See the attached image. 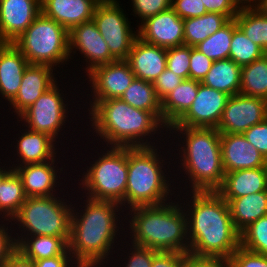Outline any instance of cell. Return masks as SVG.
<instances>
[{
  "instance_id": "cell-1",
  "label": "cell",
  "mask_w": 267,
  "mask_h": 267,
  "mask_svg": "<svg viewBox=\"0 0 267 267\" xmlns=\"http://www.w3.org/2000/svg\"><path fill=\"white\" fill-rule=\"evenodd\" d=\"M78 198L83 205L80 202L77 208L76 203L73 204L68 250L80 267H107L113 261L121 239L126 240V228L123 227L125 210L115 201L95 200L86 196Z\"/></svg>"
},
{
  "instance_id": "cell-2",
  "label": "cell",
  "mask_w": 267,
  "mask_h": 267,
  "mask_svg": "<svg viewBox=\"0 0 267 267\" xmlns=\"http://www.w3.org/2000/svg\"><path fill=\"white\" fill-rule=\"evenodd\" d=\"M183 193H177V198L186 214L189 254L230 258L240 247V233L228 203L216 191Z\"/></svg>"
},
{
  "instance_id": "cell-3",
  "label": "cell",
  "mask_w": 267,
  "mask_h": 267,
  "mask_svg": "<svg viewBox=\"0 0 267 267\" xmlns=\"http://www.w3.org/2000/svg\"><path fill=\"white\" fill-rule=\"evenodd\" d=\"M168 131L169 135L165 140L166 142L164 141V145L168 146L167 142H169L170 145L168 147L171 146L169 149L175 155H173V158H179L178 160L175 159V166L172 165L173 169L176 167L175 170L172 169L174 171L173 176H176V181L179 180V185L176 187L178 189L177 192L181 195L183 194V189L184 191L185 189L186 191H217L223 184L225 175L218 130L216 128L200 127H169ZM173 140L177 141L174 142ZM175 150H179L178 153ZM175 171H178L177 174ZM180 174L183 176L181 178L182 181L177 177ZM183 183H185L184 188L181 185Z\"/></svg>"
},
{
  "instance_id": "cell-4",
  "label": "cell",
  "mask_w": 267,
  "mask_h": 267,
  "mask_svg": "<svg viewBox=\"0 0 267 267\" xmlns=\"http://www.w3.org/2000/svg\"><path fill=\"white\" fill-rule=\"evenodd\" d=\"M87 114L89 122L85 123L91 126L88 131L93 129L91 135L98 137V147L100 142L108 147L157 146L167 138L168 128L152 112L134 108L120 98L98 101Z\"/></svg>"
},
{
  "instance_id": "cell-5",
  "label": "cell",
  "mask_w": 267,
  "mask_h": 267,
  "mask_svg": "<svg viewBox=\"0 0 267 267\" xmlns=\"http://www.w3.org/2000/svg\"><path fill=\"white\" fill-rule=\"evenodd\" d=\"M128 210L125 224H129L125 228L129 233H125V238H129L130 244L156 251L189 253L186 214L177 196L164 204Z\"/></svg>"
},
{
  "instance_id": "cell-6",
  "label": "cell",
  "mask_w": 267,
  "mask_h": 267,
  "mask_svg": "<svg viewBox=\"0 0 267 267\" xmlns=\"http://www.w3.org/2000/svg\"><path fill=\"white\" fill-rule=\"evenodd\" d=\"M163 146L160 144L149 147H128L127 187L125 199L121 203L125 212L133 207L164 204L171 201L172 196L173 199L176 198L177 194L174 193H178L176 192L178 182H175L170 170L171 165H174L173 162L170 163L174 161L173 154ZM161 149L168 150L166 153L162 151L164 156L161 154ZM165 154L169 155V158H166ZM169 159L171 161H167Z\"/></svg>"
},
{
  "instance_id": "cell-7",
  "label": "cell",
  "mask_w": 267,
  "mask_h": 267,
  "mask_svg": "<svg viewBox=\"0 0 267 267\" xmlns=\"http://www.w3.org/2000/svg\"><path fill=\"white\" fill-rule=\"evenodd\" d=\"M102 147L97 157L91 156L92 159L95 157V160L90 161L89 166L86 164V169L82 168V177L76 178L79 183H75L79 185L77 187L82 191L81 195L85 193L84 196L91 199L121 204L125 199L127 187L128 147Z\"/></svg>"
},
{
  "instance_id": "cell-8",
  "label": "cell",
  "mask_w": 267,
  "mask_h": 267,
  "mask_svg": "<svg viewBox=\"0 0 267 267\" xmlns=\"http://www.w3.org/2000/svg\"><path fill=\"white\" fill-rule=\"evenodd\" d=\"M65 196L61 193L48 197H27L11 220L14 227L17 225L13 230L16 245L25 236L31 235L70 238L73 202Z\"/></svg>"
},
{
  "instance_id": "cell-9",
  "label": "cell",
  "mask_w": 267,
  "mask_h": 267,
  "mask_svg": "<svg viewBox=\"0 0 267 267\" xmlns=\"http://www.w3.org/2000/svg\"><path fill=\"white\" fill-rule=\"evenodd\" d=\"M68 35L62 25L41 12L13 44L30 64L57 69L70 61Z\"/></svg>"
},
{
  "instance_id": "cell-10",
  "label": "cell",
  "mask_w": 267,
  "mask_h": 267,
  "mask_svg": "<svg viewBox=\"0 0 267 267\" xmlns=\"http://www.w3.org/2000/svg\"><path fill=\"white\" fill-rule=\"evenodd\" d=\"M58 84L59 81L45 91L35 103L30 105L17 117V126L18 123H24L22 124V128L26 127L32 131L45 133L51 136L57 143L59 142L62 147L65 144L59 141L60 139L62 141V137L64 136L61 131L66 127L65 124L68 122L71 123L74 120L69 121L68 118V114H71V109L69 110L71 102L65 99L68 97L66 96L68 93L63 94L64 91L59 87L61 85Z\"/></svg>"
},
{
  "instance_id": "cell-11",
  "label": "cell",
  "mask_w": 267,
  "mask_h": 267,
  "mask_svg": "<svg viewBox=\"0 0 267 267\" xmlns=\"http://www.w3.org/2000/svg\"><path fill=\"white\" fill-rule=\"evenodd\" d=\"M122 5L120 1L99 2L92 19L116 60H126L138 38V30L131 26Z\"/></svg>"
},
{
  "instance_id": "cell-12",
  "label": "cell",
  "mask_w": 267,
  "mask_h": 267,
  "mask_svg": "<svg viewBox=\"0 0 267 267\" xmlns=\"http://www.w3.org/2000/svg\"><path fill=\"white\" fill-rule=\"evenodd\" d=\"M86 77V85L90 84V87L87 86L85 91L89 88L92 93L86 95L89 103L87 100L84 103L89 105L85 107L89 110L98 101L120 98L135 79V74L126 60H116L94 68Z\"/></svg>"
},
{
  "instance_id": "cell-13",
  "label": "cell",
  "mask_w": 267,
  "mask_h": 267,
  "mask_svg": "<svg viewBox=\"0 0 267 267\" xmlns=\"http://www.w3.org/2000/svg\"><path fill=\"white\" fill-rule=\"evenodd\" d=\"M265 119H267L266 99L238 93L228 98L216 129L219 133L243 134Z\"/></svg>"
},
{
  "instance_id": "cell-14",
  "label": "cell",
  "mask_w": 267,
  "mask_h": 267,
  "mask_svg": "<svg viewBox=\"0 0 267 267\" xmlns=\"http://www.w3.org/2000/svg\"><path fill=\"white\" fill-rule=\"evenodd\" d=\"M69 55L70 61L72 57L77 54H81L84 57L82 63L86 65L81 67L86 73V76L94 68L105 65L107 63L116 61V59L110 54L108 44L103 39L102 35L98 31V28L93 20L82 23L73 27L69 31ZM86 62V63H85Z\"/></svg>"
},
{
  "instance_id": "cell-15",
  "label": "cell",
  "mask_w": 267,
  "mask_h": 267,
  "mask_svg": "<svg viewBox=\"0 0 267 267\" xmlns=\"http://www.w3.org/2000/svg\"><path fill=\"white\" fill-rule=\"evenodd\" d=\"M229 97L200 82L189 110L170 127L217 128Z\"/></svg>"
},
{
  "instance_id": "cell-16",
  "label": "cell",
  "mask_w": 267,
  "mask_h": 267,
  "mask_svg": "<svg viewBox=\"0 0 267 267\" xmlns=\"http://www.w3.org/2000/svg\"><path fill=\"white\" fill-rule=\"evenodd\" d=\"M60 157L58 154L51 161L26 164L14 169L22 180L23 189L27 197H48L61 194L63 190L66 191L63 187L59 190V187L66 182L65 178L63 176L60 177V175L67 167L65 163H63L62 167L57 165L60 162L57 161L58 159L60 160ZM61 179H64L65 182H61ZM58 190L59 192H57Z\"/></svg>"
},
{
  "instance_id": "cell-17",
  "label": "cell",
  "mask_w": 267,
  "mask_h": 267,
  "mask_svg": "<svg viewBox=\"0 0 267 267\" xmlns=\"http://www.w3.org/2000/svg\"><path fill=\"white\" fill-rule=\"evenodd\" d=\"M138 38L159 47L184 45V22L172 8L138 23Z\"/></svg>"
},
{
  "instance_id": "cell-18",
  "label": "cell",
  "mask_w": 267,
  "mask_h": 267,
  "mask_svg": "<svg viewBox=\"0 0 267 267\" xmlns=\"http://www.w3.org/2000/svg\"><path fill=\"white\" fill-rule=\"evenodd\" d=\"M55 71L59 73L58 70L49 65L29 63L24 71L16 97L8 103V112L12 109V114L15 113L14 115H16L15 118L17 119L45 91L58 82V78L55 77L57 75Z\"/></svg>"
},
{
  "instance_id": "cell-19",
  "label": "cell",
  "mask_w": 267,
  "mask_h": 267,
  "mask_svg": "<svg viewBox=\"0 0 267 267\" xmlns=\"http://www.w3.org/2000/svg\"><path fill=\"white\" fill-rule=\"evenodd\" d=\"M21 131L19 130V133L21 134H16V137L17 135L19 136L16 138L17 143H14L16 145L13 144L16 153H13L14 156L12 159L15 160L14 157H16V160L11 161V157L8 158L11 164L13 162L12 166L9 164L13 170L16 167L26 164L51 161L60 152L58 149L61 150V147L57 148L59 143H57L51 136L27 128L24 130L22 129Z\"/></svg>"
},
{
  "instance_id": "cell-20",
  "label": "cell",
  "mask_w": 267,
  "mask_h": 267,
  "mask_svg": "<svg viewBox=\"0 0 267 267\" xmlns=\"http://www.w3.org/2000/svg\"><path fill=\"white\" fill-rule=\"evenodd\" d=\"M41 13V0H0V38L13 43Z\"/></svg>"
},
{
  "instance_id": "cell-21",
  "label": "cell",
  "mask_w": 267,
  "mask_h": 267,
  "mask_svg": "<svg viewBox=\"0 0 267 267\" xmlns=\"http://www.w3.org/2000/svg\"><path fill=\"white\" fill-rule=\"evenodd\" d=\"M224 172L265 167L267 159L249 143L243 134L220 133Z\"/></svg>"
},
{
  "instance_id": "cell-22",
  "label": "cell",
  "mask_w": 267,
  "mask_h": 267,
  "mask_svg": "<svg viewBox=\"0 0 267 267\" xmlns=\"http://www.w3.org/2000/svg\"><path fill=\"white\" fill-rule=\"evenodd\" d=\"M167 48L151 45L137 38L126 61L136 78L154 82L167 68Z\"/></svg>"
},
{
  "instance_id": "cell-23",
  "label": "cell",
  "mask_w": 267,
  "mask_h": 267,
  "mask_svg": "<svg viewBox=\"0 0 267 267\" xmlns=\"http://www.w3.org/2000/svg\"><path fill=\"white\" fill-rule=\"evenodd\" d=\"M97 0H41V12L68 32L93 19Z\"/></svg>"
},
{
  "instance_id": "cell-24",
  "label": "cell",
  "mask_w": 267,
  "mask_h": 267,
  "mask_svg": "<svg viewBox=\"0 0 267 267\" xmlns=\"http://www.w3.org/2000/svg\"><path fill=\"white\" fill-rule=\"evenodd\" d=\"M28 64L25 56L13 43H7L0 51V97L7 104L16 97Z\"/></svg>"
},
{
  "instance_id": "cell-25",
  "label": "cell",
  "mask_w": 267,
  "mask_h": 267,
  "mask_svg": "<svg viewBox=\"0 0 267 267\" xmlns=\"http://www.w3.org/2000/svg\"><path fill=\"white\" fill-rule=\"evenodd\" d=\"M267 190L265 167L227 172L221 187L216 191L223 199H234Z\"/></svg>"
},
{
  "instance_id": "cell-26",
  "label": "cell",
  "mask_w": 267,
  "mask_h": 267,
  "mask_svg": "<svg viewBox=\"0 0 267 267\" xmlns=\"http://www.w3.org/2000/svg\"><path fill=\"white\" fill-rule=\"evenodd\" d=\"M200 81L184 79L173 91L161 100L162 123L169 128L191 107L196 99Z\"/></svg>"
},
{
  "instance_id": "cell-27",
  "label": "cell",
  "mask_w": 267,
  "mask_h": 267,
  "mask_svg": "<svg viewBox=\"0 0 267 267\" xmlns=\"http://www.w3.org/2000/svg\"><path fill=\"white\" fill-rule=\"evenodd\" d=\"M224 200L229 205L233 225L239 233L251 223L267 215V190Z\"/></svg>"
},
{
  "instance_id": "cell-28",
  "label": "cell",
  "mask_w": 267,
  "mask_h": 267,
  "mask_svg": "<svg viewBox=\"0 0 267 267\" xmlns=\"http://www.w3.org/2000/svg\"><path fill=\"white\" fill-rule=\"evenodd\" d=\"M4 164H2L0 184V218L12 220L20 211L27 196L20 176L10 166L8 167L9 164Z\"/></svg>"
},
{
  "instance_id": "cell-29",
  "label": "cell",
  "mask_w": 267,
  "mask_h": 267,
  "mask_svg": "<svg viewBox=\"0 0 267 267\" xmlns=\"http://www.w3.org/2000/svg\"><path fill=\"white\" fill-rule=\"evenodd\" d=\"M69 237H54L47 235L25 236L17 245L25 258L37 261L62 255L68 249Z\"/></svg>"
},
{
  "instance_id": "cell-30",
  "label": "cell",
  "mask_w": 267,
  "mask_h": 267,
  "mask_svg": "<svg viewBox=\"0 0 267 267\" xmlns=\"http://www.w3.org/2000/svg\"><path fill=\"white\" fill-rule=\"evenodd\" d=\"M241 69L230 58L214 61L201 83L229 96L240 93Z\"/></svg>"
},
{
  "instance_id": "cell-31",
  "label": "cell",
  "mask_w": 267,
  "mask_h": 267,
  "mask_svg": "<svg viewBox=\"0 0 267 267\" xmlns=\"http://www.w3.org/2000/svg\"><path fill=\"white\" fill-rule=\"evenodd\" d=\"M229 19L220 13L207 12L205 15L183 19L184 45L195 47L224 26Z\"/></svg>"
},
{
  "instance_id": "cell-32",
  "label": "cell",
  "mask_w": 267,
  "mask_h": 267,
  "mask_svg": "<svg viewBox=\"0 0 267 267\" xmlns=\"http://www.w3.org/2000/svg\"><path fill=\"white\" fill-rule=\"evenodd\" d=\"M120 99L134 108L152 112L162 122L161 100L156 94L153 82L135 77Z\"/></svg>"
},
{
  "instance_id": "cell-33",
  "label": "cell",
  "mask_w": 267,
  "mask_h": 267,
  "mask_svg": "<svg viewBox=\"0 0 267 267\" xmlns=\"http://www.w3.org/2000/svg\"><path fill=\"white\" fill-rule=\"evenodd\" d=\"M240 94L267 100V53L242 67Z\"/></svg>"
},
{
  "instance_id": "cell-34",
  "label": "cell",
  "mask_w": 267,
  "mask_h": 267,
  "mask_svg": "<svg viewBox=\"0 0 267 267\" xmlns=\"http://www.w3.org/2000/svg\"><path fill=\"white\" fill-rule=\"evenodd\" d=\"M234 19L245 35L267 53V16L257 8H244Z\"/></svg>"
},
{
  "instance_id": "cell-35",
  "label": "cell",
  "mask_w": 267,
  "mask_h": 267,
  "mask_svg": "<svg viewBox=\"0 0 267 267\" xmlns=\"http://www.w3.org/2000/svg\"><path fill=\"white\" fill-rule=\"evenodd\" d=\"M266 52L249 39L233 19V36L229 58L240 67L249 65L255 60L262 58Z\"/></svg>"
},
{
  "instance_id": "cell-36",
  "label": "cell",
  "mask_w": 267,
  "mask_h": 267,
  "mask_svg": "<svg viewBox=\"0 0 267 267\" xmlns=\"http://www.w3.org/2000/svg\"><path fill=\"white\" fill-rule=\"evenodd\" d=\"M233 36V19L200 42L195 48L213 61L228 59Z\"/></svg>"
},
{
  "instance_id": "cell-37",
  "label": "cell",
  "mask_w": 267,
  "mask_h": 267,
  "mask_svg": "<svg viewBox=\"0 0 267 267\" xmlns=\"http://www.w3.org/2000/svg\"><path fill=\"white\" fill-rule=\"evenodd\" d=\"M240 246L267 256V215L251 223L240 233Z\"/></svg>"
},
{
  "instance_id": "cell-38",
  "label": "cell",
  "mask_w": 267,
  "mask_h": 267,
  "mask_svg": "<svg viewBox=\"0 0 267 267\" xmlns=\"http://www.w3.org/2000/svg\"><path fill=\"white\" fill-rule=\"evenodd\" d=\"M125 242L122 241V243L120 244V246H122L123 248L118 246V248L116 249L115 253L121 254L119 256V258H117V259L115 257L113 258V260L114 259L116 260L115 262L118 265H116V263L112 261L109 264L110 266H112V267H152L153 255L157 252L156 250H152L151 248H147V247L137 246L134 244L130 245V243L128 241H125ZM124 243L126 244V246L123 245ZM126 247H128V248H126ZM121 248H122V250H121ZM124 248L127 250H125ZM118 251H122L124 253L118 252ZM122 257H123V259H122ZM120 261H121V263H120ZM112 263H114V265Z\"/></svg>"
},
{
  "instance_id": "cell-39",
  "label": "cell",
  "mask_w": 267,
  "mask_h": 267,
  "mask_svg": "<svg viewBox=\"0 0 267 267\" xmlns=\"http://www.w3.org/2000/svg\"><path fill=\"white\" fill-rule=\"evenodd\" d=\"M191 47L181 45L167 48V69L183 79H189Z\"/></svg>"
},
{
  "instance_id": "cell-40",
  "label": "cell",
  "mask_w": 267,
  "mask_h": 267,
  "mask_svg": "<svg viewBox=\"0 0 267 267\" xmlns=\"http://www.w3.org/2000/svg\"><path fill=\"white\" fill-rule=\"evenodd\" d=\"M130 2H132L131 13H134L131 15L138 17L141 24L147 18L170 9L172 0H131Z\"/></svg>"
},
{
  "instance_id": "cell-41",
  "label": "cell",
  "mask_w": 267,
  "mask_h": 267,
  "mask_svg": "<svg viewBox=\"0 0 267 267\" xmlns=\"http://www.w3.org/2000/svg\"><path fill=\"white\" fill-rule=\"evenodd\" d=\"M213 60L191 47L189 78L202 82L212 67Z\"/></svg>"
},
{
  "instance_id": "cell-42",
  "label": "cell",
  "mask_w": 267,
  "mask_h": 267,
  "mask_svg": "<svg viewBox=\"0 0 267 267\" xmlns=\"http://www.w3.org/2000/svg\"><path fill=\"white\" fill-rule=\"evenodd\" d=\"M0 222V267H2L3 263L16 251V243L12 236L14 235L12 221L0 218Z\"/></svg>"
},
{
  "instance_id": "cell-43",
  "label": "cell",
  "mask_w": 267,
  "mask_h": 267,
  "mask_svg": "<svg viewBox=\"0 0 267 267\" xmlns=\"http://www.w3.org/2000/svg\"><path fill=\"white\" fill-rule=\"evenodd\" d=\"M231 267H267V256L245 250L241 246L230 257Z\"/></svg>"
},
{
  "instance_id": "cell-44",
  "label": "cell",
  "mask_w": 267,
  "mask_h": 267,
  "mask_svg": "<svg viewBox=\"0 0 267 267\" xmlns=\"http://www.w3.org/2000/svg\"><path fill=\"white\" fill-rule=\"evenodd\" d=\"M171 8L182 19L199 17L207 13L202 0H172Z\"/></svg>"
},
{
  "instance_id": "cell-45",
  "label": "cell",
  "mask_w": 267,
  "mask_h": 267,
  "mask_svg": "<svg viewBox=\"0 0 267 267\" xmlns=\"http://www.w3.org/2000/svg\"><path fill=\"white\" fill-rule=\"evenodd\" d=\"M243 135L267 159V119L250 127Z\"/></svg>"
},
{
  "instance_id": "cell-46",
  "label": "cell",
  "mask_w": 267,
  "mask_h": 267,
  "mask_svg": "<svg viewBox=\"0 0 267 267\" xmlns=\"http://www.w3.org/2000/svg\"><path fill=\"white\" fill-rule=\"evenodd\" d=\"M184 79L165 69L153 82L156 94L160 100L173 91Z\"/></svg>"
},
{
  "instance_id": "cell-47",
  "label": "cell",
  "mask_w": 267,
  "mask_h": 267,
  "mask_svg": "<svg viewBox=\"0 0 267 267\" xmlns=\"http://www.w3.org/2000/svg\"><path fill=\"white\" fill-rule=\"evenodd\" d=\"M183 267H231V262L227 257L196 256L187 253Z\"/></svg>"
},
{
  "instance_id": "cell-48",
  "label": "cell",
  "mask_w": 267,
  "mask_h": 267,
  "mask_svg": "<svg viewBox=\"0 0 267 267\" xmlns=\"http://www.w3.org/2000/svg\"><path fill=\"white\" fill-rule=\"evenodd\" d=\"M186 254L157 251L153 255L152 267H183Z\"/></svg>"
},
{
  "instance_id": "cell-49",
  "label": "cell",
  "mask_w": 267,
  "mask_h": 267,
  "mask_svg": "<svg viewBox=\"0 0 267 267\" xmlns=\"http://www.w3.org/2000/svg\"><path fill=\"white\" fill-rule=\"evenodd\" d=\"M207 12L220 13L229 20L234 19L239 9L231 0H202Z\"/></svg>"
},
{
  "instance_id": "cell-50",
  "label": "cell",
  "mask_w": 267,
  "mask_h": 267,
  "mask_svg": "<svg viewBox=\"0 0 267 267\" xmlns=\"http://www.w3.org/2000/svg\"><path fill=\"white\" fill-rule=\"evenodd\" d=\"M35 267H80L67 249L62 255L33 261Z\"/></svg>"
},
{
  "instance_id": "cell-51",
  "label": "cell",
  "mask_w": 267,
  "mask_h": 267,
  "mask_svg": "<svg viewBox=\"0 0 267 267\" xmlns=\"http://www.w3.org/2000/svg\"><path fill=\"white\" fill-rule=\"evenodd\" d=\"M2 267H35L34 262L25 258L16 250L2 265Z\"/></svg>"
},
{
  "instance_id": "cell-52",
  "label": "cell",
  "mask_w": 267,
  "mask_h": 267,
  "mask_svg": "<svg viewBox=\"0 0 267 267\" xmlns=\"http://www.w3.org/2000/svg\"><path fill=\"white\" fill-rule=\"evenodd\" d=\"M238 9L256 8L260 0H231Z\"/></svg>"
},
{
  "instance_id": "cell-53",
  "label": "cell",
  "mask_w": 267,
  "mask_h": 267,
  "mask_svg": "<svg viewBox=\"0 0 267 267\" xmlns=\"http://www.w3.org/2000/svg\"><path fill=\"white\" fill-rule=\"evenodd\" d=\"M256 8L267 16V0H260Z\"/></svg>"
},
{
  "instance_id": "cell-54",
  "label": "cell",
  "mask_w": 267,
  "mask_h": 267,
  "mask_svg": "<svg viewBox=\"0 0 267 267\" xmlns=\"http://www.w3.org/2000/svg\"><path fill=\"white\" fill-rule=\"evenodd\" d=\"M6 44H7V42L4 41V40H2V39L0 38V51L2 50V48H3Z\"/></svg>"
},
{
  "instance_id": "cell-55",
  "label": "cell",
  "mask_w": 267,
  "mask_h": 267,
  "mask_svg": "<svg viewBox=\"0 0 267 267\" xmlns=\"http://www.w3.org/2000/svg\"><path fill=\"white\" fill-rule=\"evenodd\" d=\"M98 2H116L119 0H97Z\"/></svg>"
},
{
  "instance_id": "cell-56",
  "label": "cell",
  "mask_w": 267,
  "mask_h": 267,
  "mask_svg": "<svg viewBox=\"0 0 267 267\" xmlns=\"http://www.w3.org/2000/svg\"><path fill=\"white\" fill-rule=\"evenodd\" d=\"M1 182H2V166L0 167V184H1Z\"/></svg>"
}]
</instances>
